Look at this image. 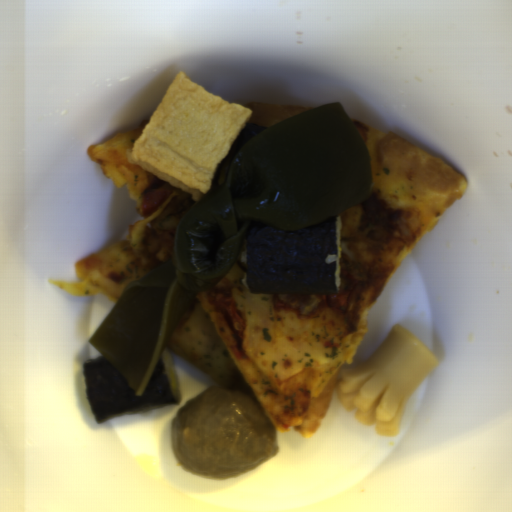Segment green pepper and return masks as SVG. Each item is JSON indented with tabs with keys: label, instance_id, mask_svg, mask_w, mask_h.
<instances>
[{
	"label": "green pepper",
	"instance_id": "1",
	"mask_svg": "<svg viewBox=\"0 0 512 512\" xmlns=\"http://www.w3.org/2000/svg\"><path fill=\"white\" fill-rule=\"evenodd\" d=\"M280 301L297 309L301 315H309L321 301L315 294H279Z\"/></svg>",
	"mask_w": 512,
	"mask_h": 512
}]
</instances>
